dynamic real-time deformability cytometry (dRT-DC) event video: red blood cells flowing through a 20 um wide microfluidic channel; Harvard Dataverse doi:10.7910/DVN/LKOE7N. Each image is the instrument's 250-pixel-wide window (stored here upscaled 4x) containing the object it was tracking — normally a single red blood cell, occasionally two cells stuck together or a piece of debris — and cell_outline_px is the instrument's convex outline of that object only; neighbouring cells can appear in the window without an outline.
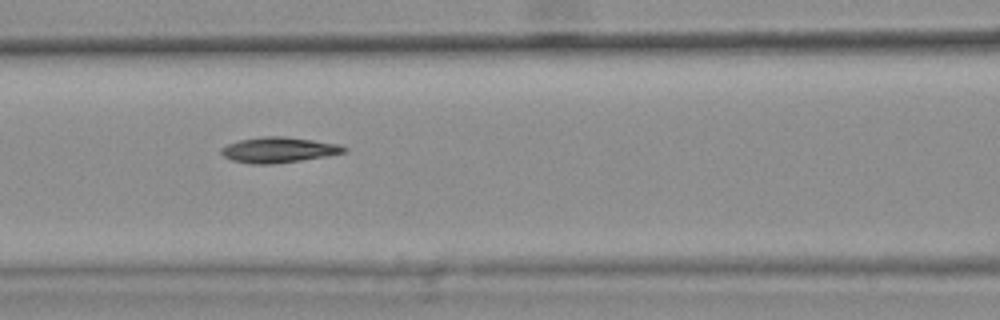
{"species": "common noctule bat (a hibernating species)", "species_latin": "Nyctalus noctula", "temperature_condition": "warm", "stored_images_in_passage": 38, "camera_frame_rate_fps": 3000, "um_per_image_px": 0.085, "animal": {"sex": "female", "body_mass_g": 25.1}, "frame": {"image": 1, "passage_image": 12, "time_ms": 3.667, "image_size_px": [1000, 320], "cell_outline_px": [[348, 152], [300, 160], [272, 164], [252, 164], [232, 160], [224, 156], [220, 152], [220, 148], [228, 144], [240, 140], [260, 136], [284, 136], [340, 144], [348, 148]], "centroid_in_image_um": [23.69, 12.73], "position_along_channel_um": 142.9, "area_um2": 18.21}}
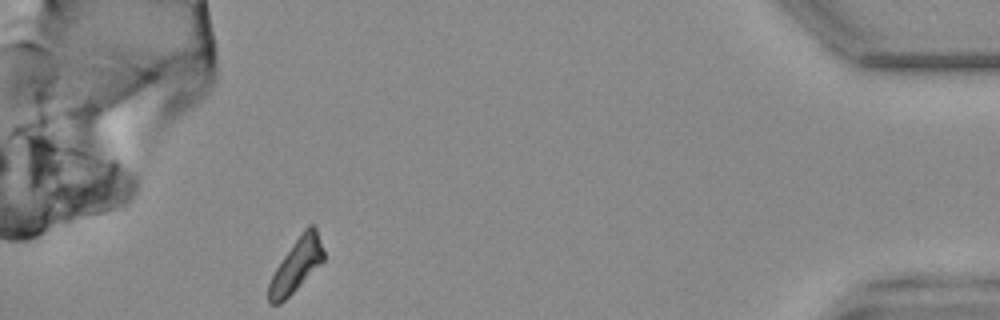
{"frame": {"image": 2, "passage_image": 38, "time_ms": 12.333, "image_size_px": [1000, 320], "cell_outline_px": [[324, 260], [280, 304], [268, 304], [268, 284], [276, 268], [292, 244], [304, 228], [308, 224], [312, 224], [316, 228], [324, 252]], "centroid_in_image_um": [25.17, 22.53], "position_along_channel_um": 410.0, "area_um2": 16.59}}